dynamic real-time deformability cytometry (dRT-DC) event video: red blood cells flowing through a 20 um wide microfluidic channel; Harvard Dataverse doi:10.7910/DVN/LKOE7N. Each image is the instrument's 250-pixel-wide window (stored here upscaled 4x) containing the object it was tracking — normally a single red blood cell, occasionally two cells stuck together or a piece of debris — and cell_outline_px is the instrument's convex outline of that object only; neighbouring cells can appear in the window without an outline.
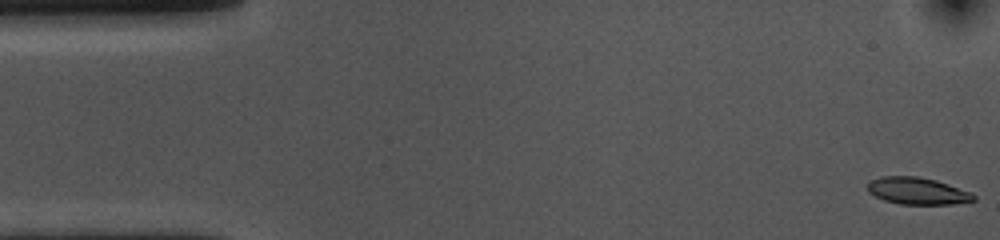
{"species": "common noctule bat (a hibernating species)", "species_latin": "Nyctalus noctula", "temperature_condition": "cold", "stored_images_in_passage": 55, "camera_frame_rate_fps": 3000, "um_per_image_px": 0.085, "animal": {"sex": "female", "body_mass_g": 10.0, "forearm_length_mm": 53.1}, "frame": {"image": 1, "passage_image": 1, "time_ms": 0.0, "image_size_px": [1000, 240], "cell_outline_px": [[976, 200], [952, 204], [900, 204], [884, 200], [868, 192], [868, 180], [880, 176], [916, 176], [936, 180], [972, 192], [976, 196]], "centroid_in_image_um": [77.98, 16.22], "position_along_channel_um": 7.0, "area_um2": 16.76}}
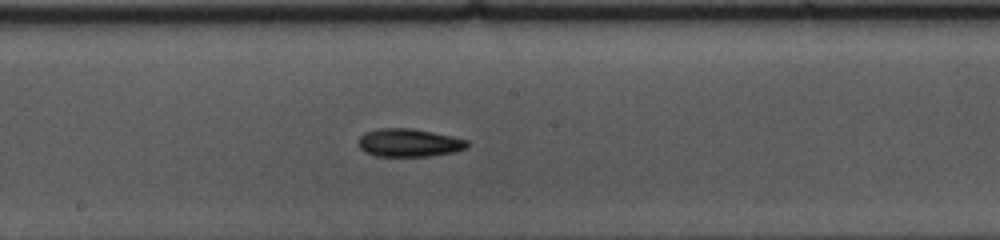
{"frame": {"image": 2, "passage_image": 28, "time_ms": 9.0, "image_size_px": [1000, 240], "cell_outline_px": [[468, 148], [452, 152], [432, 156], [376, 156], [364, 152], [360, 148], [360, 136], [364, 132], [380, 128], [412, 128], [452, 136], [468, 140]], "centroid_in_image_um": [34.77, 12.13], "position_along_channel_um": 213.4, "area_um2": 17.8}}
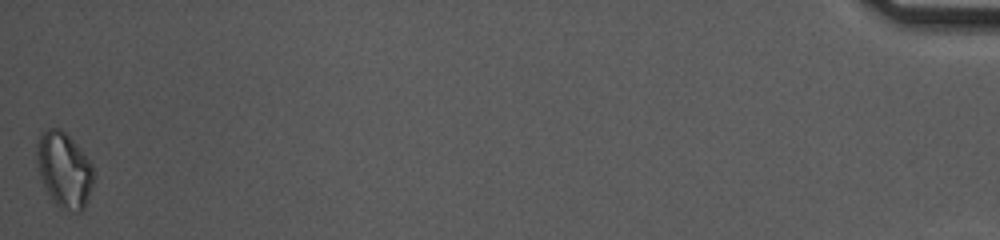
{"frame": {"image": 3, "passage_image": 55, "time_ms": 18.0, "image_size_px": [1000, 240], "cell_outline_px": [[96, 172], [92, 188], [88, 200], [84, 208], [80, 212], [64, 212], [52, 200], [40, 176], [36, 160], [36, 144], [40, 132], [48, 128], [60, 128], [72, 140], [92, 164]], "centroid_in_image_um": [5.46, 14.46], "position_along_channel_um": 429.7, "area_um2": 25.26}, "authors_computed_cell_mechanics": {"area_um2": 17.5134, "velocity_mm_per_s": 3.5527, "shape_relaxation_time_tau1_ms": 7.7303, "shape_relaxation_time_tau2_ms": null, "deformation_change_tau1": 0.1576, "deformation_change_tau2": null}}